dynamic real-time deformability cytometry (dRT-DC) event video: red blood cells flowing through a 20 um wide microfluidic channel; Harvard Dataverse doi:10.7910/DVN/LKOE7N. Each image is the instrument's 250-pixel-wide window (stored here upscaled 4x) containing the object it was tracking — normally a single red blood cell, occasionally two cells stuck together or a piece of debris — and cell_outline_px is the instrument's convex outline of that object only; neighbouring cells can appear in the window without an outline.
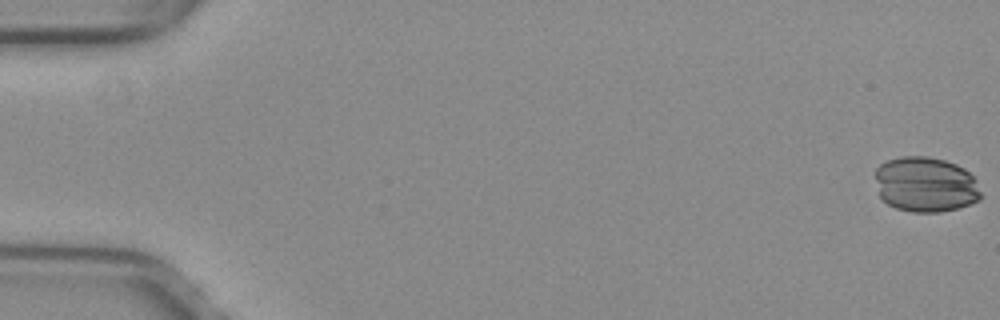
{"species": "common noctule bat (a hibernating species)", "species_latin": "Nyctalus noctula", "temperature_condition": "warm", "stored_images_in_passage": 53, "camera_frame_rate_fps": 3000, "um_per_image_px": 0.085, "animal": {"sex": "female", "body_mass_g": 29.2, "forearm_length_mm": 56.3}, "frame": {"image": 1, "passage_image": 1, "time_ms": 0.0, "image_size_px": [1000, 320], "cell_outline_px": [[980, 200], [956, 208], [940, 212], [912, 212], [896, 208], [888, 204], [880, 196], [872, 172], [880, 164], [888, 160], [900, 156], [928, 156], [944, 160], [956, 164], [964, 168], [976, 180], [980, 192]], "centroid_in_image_um": [78.63, 15.67], "position_along_channel_um": 6.4, "area_um2": 34.22}}
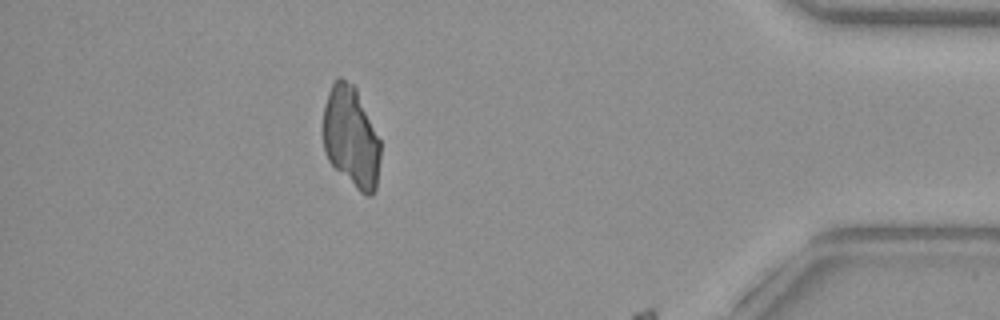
{"frame": {"image": 2, "passage_image": 47, "time_ms": 15.333, "image_size_px": [1000, 320], "cell_outline_px": [[380, 156], [376, 188], [372, 196], [368, 196], [360, 192], [328, 160], [324, 152], [324, 104], [328, 92], [336, 76], [340, 76], [352, 84], [356, 88], [380, 140]], "centroid_in_image_um": [29.84, 11.64], "position_along_channel_um": 405.4, "area_um2": 33.52}}